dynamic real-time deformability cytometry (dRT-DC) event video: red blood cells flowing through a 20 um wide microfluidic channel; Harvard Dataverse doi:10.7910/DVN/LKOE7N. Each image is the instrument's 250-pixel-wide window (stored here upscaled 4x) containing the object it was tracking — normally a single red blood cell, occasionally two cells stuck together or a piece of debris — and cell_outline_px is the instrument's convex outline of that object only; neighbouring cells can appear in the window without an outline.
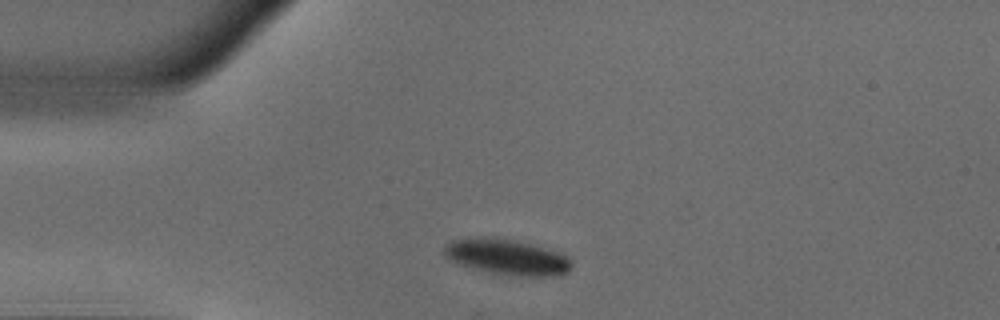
{"species": "common noctule bat (a hibernating species)", "species_latin": "Nyctalus noctula", "temperature_condition": "warm", "stored_images_in_passage": 7, "camera_frame_rate_fps": 3000, "um_per_image_px": 0.085, "animal": {"sex": "male", "body_mass_g": 18.8}, "frame": {"image": 1, "passage_image": 1, "time_ms": 0.0, "image_size_px": [1000, 320], "cell_outline_px": [[572, 268], [568, 272], [560, 276], [516, 276], [492, 272], [472, 268], [460, 264], [444, 256], [444, 248], [452, 240], [468, 236], [496, 236], [560, 252], [568, 256], [572, 260]], "centroid_in_image_um": [43.11, 21.83], "position_along_channel_um": 41.9, "area_um2": 26.7}}
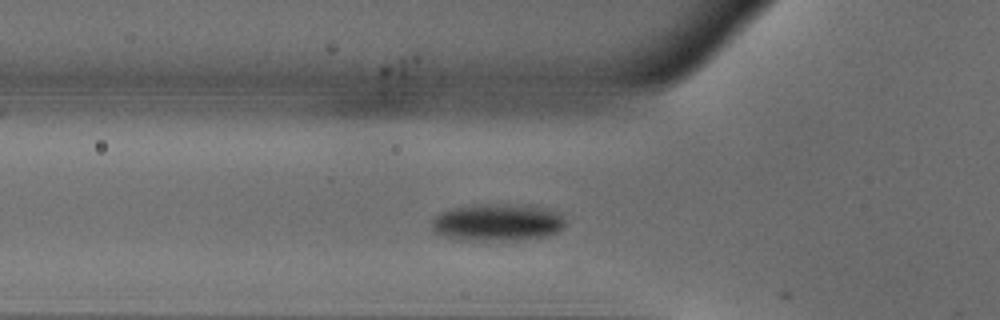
{"frame": {"image": 2, "passage_image": 6, "time_ms": 1.667, "image_size_px": [1000, 320], "cell_outline_px": [[564, 224], [556, 232], [548, 236], [504, 240], [456, 240], [440, 236], [432, 228], [432, 220], [440, 212], [448, 208], [476, 204], [528, 204], [560, 212], [564, 220]], "centroid_in_image_um": [42.23, 18.88], "position_along_channel_um": 83.6, "area_um2": 29.25}}